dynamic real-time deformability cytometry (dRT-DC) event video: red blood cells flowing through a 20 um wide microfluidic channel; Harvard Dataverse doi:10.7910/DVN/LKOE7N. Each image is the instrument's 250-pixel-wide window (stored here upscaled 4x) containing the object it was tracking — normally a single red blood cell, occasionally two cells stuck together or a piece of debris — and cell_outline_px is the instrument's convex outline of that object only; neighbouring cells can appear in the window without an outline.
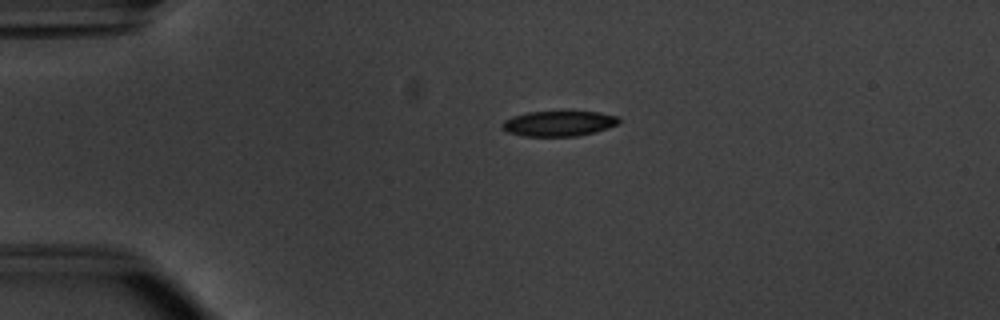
{"species": "common noctule bat (a hibernating species)", "species_latin": "Nyctalus noctula", "temperature_condition": "warm", "stored_images_in_passage": 43, "camera_frame_rate_fps": 3000, "um_per_image_px": 0.085, "animal": {"sex": "male", "body_mass_g": 20.1, "forearm_length_mm": 53.5}, "frame": {"image": 1, "passage_image": 2, "time_ms": 0.333, "image_size_px": [1000, 320], "cell_outline_px": [[620, 120], [616, 124], [608, 128], [596, 132], [576, 136], [524, 136], [508, 132], [500, 128], [500, 124], [504, 120], [512, 116], [528, 112], [600, 112], [616, 116]], "centroid_in_image_um": [47.45, 10.5], "position_along_channel_um": 37.6, "area_um2": 17.17}}
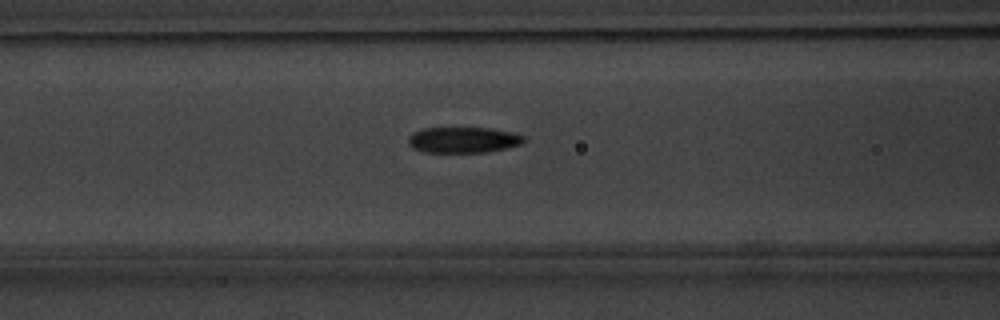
{"frame": {"image": 2, "passage_image": 12, "time_ms": 3.667, "image_size_px": [1000, 320], "cell_outline_px": [[528, 140], [524, 144], [484, 152], [424, 152], [412, 148], [408, 144], [408, 136], [412, 132], [424, 128], [492, 128], [516, 132], [524, 136]], "centroid_in_image_um": [39.41, 11.88], "position_along_channel_um": 127.2, "area_um2": 17.69}}
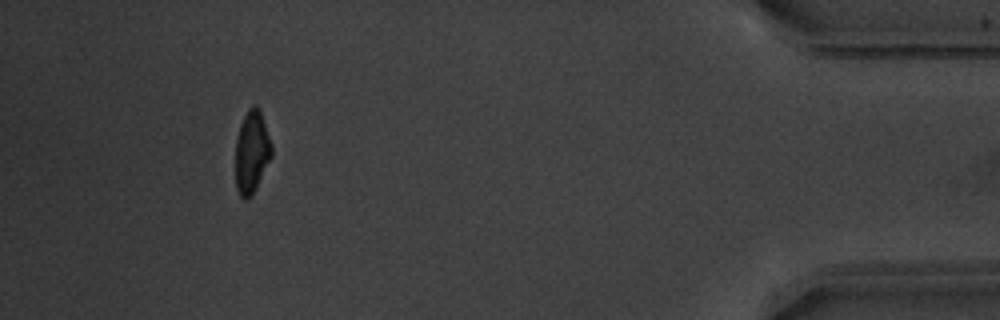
{"frame": {"image": 3, "passage_image": 39, "time_ms": 12.667, "image_size_px": [1000, 320], "cell_outline_px": [[272, 156], [252, 196], [244, 200], [240, 196], [236, 188], [236, 140], [240, 124], [248, 108], [252, 104], [256, 104], [260, 108], [272, 144]], "centroid_in_image_um": [21.41, 12.89], "position_along_channel_um": 413.8, "area_um2": 17.57}, "authors_computed_cell_mechanics": {"area_um2": 18.0914, "velocity_mm_per_s": 3.834, "shape_relaxation_time_tau1_ms": 3.25, "shape_relaxation_time_tau2_ms": 2.2765, "deformation_change_tau1": 0.1433, "deformation_change_tau2": 0.086}}